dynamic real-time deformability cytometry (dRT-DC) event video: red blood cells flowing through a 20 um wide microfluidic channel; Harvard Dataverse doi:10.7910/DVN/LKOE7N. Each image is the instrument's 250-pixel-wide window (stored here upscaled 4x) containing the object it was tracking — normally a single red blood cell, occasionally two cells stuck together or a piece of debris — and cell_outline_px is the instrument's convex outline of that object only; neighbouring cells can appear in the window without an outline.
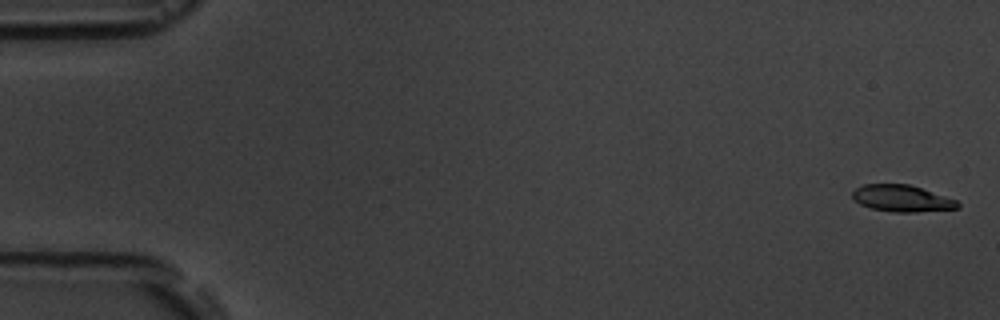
{"species": "common noctule bat (a hibernating species)", "species_latin": "Nyctalus noctula", "temperature_condition": "room temperature", "stored_images_in_passage": 5, "camera_frame_rate_fps": 3000, "um_per_image_px": 0.085, "animal": {"sex": "male", "body_mass_g": 19.5, "forearm_length_mm": 54.6}, "frame": {"image": 1, "passage_image": 1, "time_ms": 0.0, "image_size_px": [1000, 320], "cell_outline_px": [[960, 208], [916, 212], [892, 212], [872, 208], [860, 204], [852, 196], [852, 192], [856, 188], [864, 184], [908, 184], [956, 200], [960, 204]], "centroid_in_image_um": [76.65, 16.87], "position_along_channel_um": 8.3, "area_um2": 16.13}}
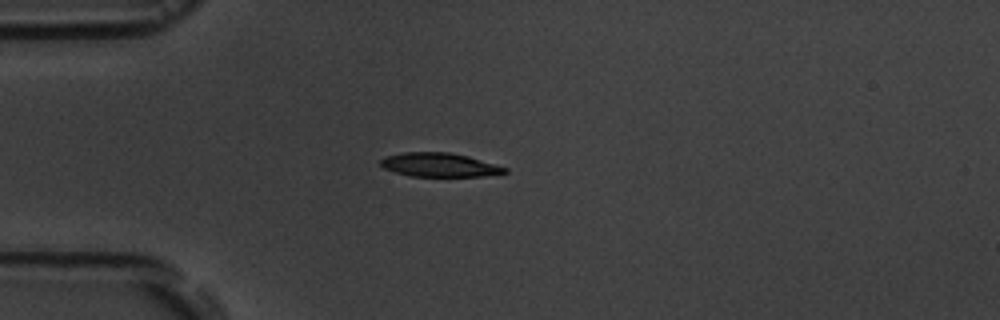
{"frame": {"image": 2, "passage_image": 5, "time_ms": 4.667, "image_size_px": [1000, 320], "cell_outline_px": [[508, 172], [484, 176], [408, 176], [384, 168], [380, 164], [380, 160], [384, 156], [404, 152], [448, 152], [468, 156], [508, 168]], "centroid_in_image_um": [37.33, 14.01], "position_along_channel_um": 47.7, "area_um2": 17.22}}